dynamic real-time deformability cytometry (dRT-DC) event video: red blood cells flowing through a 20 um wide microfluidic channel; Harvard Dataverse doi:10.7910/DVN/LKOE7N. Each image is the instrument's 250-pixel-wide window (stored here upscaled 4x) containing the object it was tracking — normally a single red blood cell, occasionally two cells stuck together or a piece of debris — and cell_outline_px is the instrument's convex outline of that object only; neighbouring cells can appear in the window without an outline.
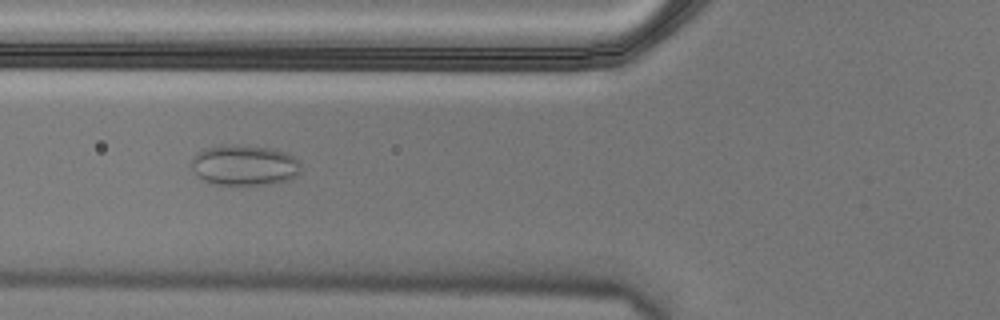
{"species": "Egyptian fruit bat (a non-hibernating species)", "species_latin": "Rousettus aegyptiacus", "temperature_condition": "cold", "stored_images_in_passage": 7, "camera_frame_rate_fps": 3000, "um_per_image_px": 0.085, "animal": {"sex": "male"}, "frame": {"image": 1, "passage_image": 5, "time_ms": 1.333, "image_size_px": [1000, 320], "cell_outline_px": [[300, 172], [292, 180], [268, 184], [212, 184], [196, 176], [192, 168], [192, 160], [196, 152], [204, 148], [220, 144], [240, 144], [272, 148], [288, 152], [300, 164]], "centroid_in_image_um": [20.76, 14.02], "position_along_channel_um": 105.0, "area_um2": 26.3}}